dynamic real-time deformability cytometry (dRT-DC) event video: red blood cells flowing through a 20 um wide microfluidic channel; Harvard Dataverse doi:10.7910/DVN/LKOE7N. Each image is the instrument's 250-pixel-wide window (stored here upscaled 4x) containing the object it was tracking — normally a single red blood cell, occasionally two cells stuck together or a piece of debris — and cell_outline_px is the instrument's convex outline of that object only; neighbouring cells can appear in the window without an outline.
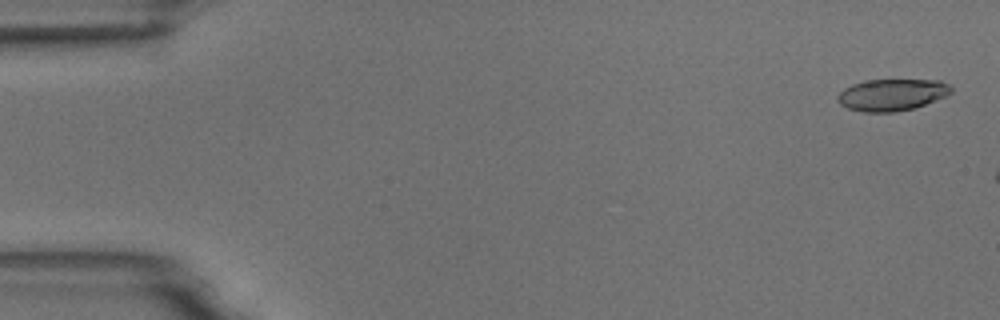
{"species": "common noctule bat (a hibernating species)", "species_latin": "Nyctalus noctula", "temperature_condition": "room temperature", "stored_images_in_passage": 3, "camera_frame_rate_fps": 3000, "um_per_image_px": 0.085, "animal": {"sex": "male", "body_mass_g": 18.8}, "frame": {"image": 1, "passage_image": 1, "time_ms": 0.0, "image_size_px": [1000, 320], "cell_outline_px": [[952, 92], [944, 96], [924, 104], [912, 108], [896, 112], [864, 112], [848, 108], [840, 104], [836, 100], [836, 96], [844, 88], [852, 84], [864, 80], [940, 80], [948, 84], [952, 88]], "centroid_in_image_um": [75.76, 8.05], "position_along_channel_um": 9.2, "area_um2": 20.92}}